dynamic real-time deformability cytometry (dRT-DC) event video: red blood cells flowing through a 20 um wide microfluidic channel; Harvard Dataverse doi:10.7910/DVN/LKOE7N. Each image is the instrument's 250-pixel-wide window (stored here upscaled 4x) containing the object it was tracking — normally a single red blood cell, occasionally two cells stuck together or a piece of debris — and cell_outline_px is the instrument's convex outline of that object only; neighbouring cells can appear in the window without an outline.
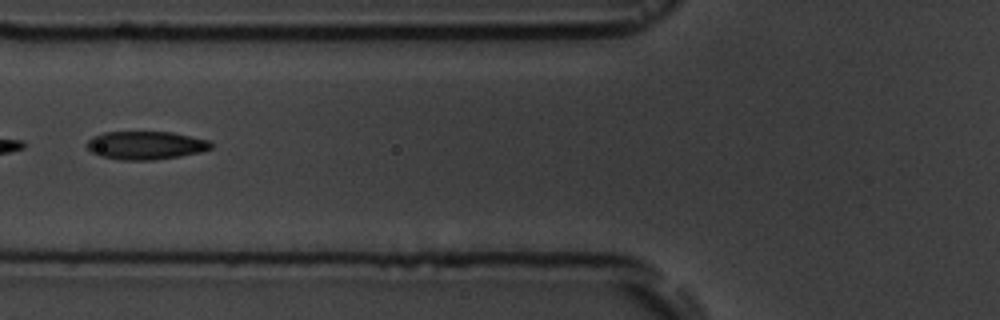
{"species": "common noctule bat (a hibernating species)", "species_latin": "Nyctalus noctula", "temperature_condition": "room temperature", "stored_images_in_passage": 7, "camera_frame_rate_fps": 3000, "um_per_image_px": 0.085, "animal": {"sex": "male", "body_mass_g": 19.5, "forearm_length_mm": 54.6}, "frame": {"image": 1, "passage_image": 7, "time_ms": 6.667, "image_size_px": [1000, 320], "cell_outline_px": [[212, 148], [200, 152], [180, 156], [152, 160], [120, 160], [100, 156], [92, 152], [88, 148], [88, 140], [92, 136], [104, 132], [172, 132], [208, 140], [212, 144]], "centroid_in_image_um": [12.38, 12.35], "position_along_channel_um": 113.4, "area_um2": 20.35}}